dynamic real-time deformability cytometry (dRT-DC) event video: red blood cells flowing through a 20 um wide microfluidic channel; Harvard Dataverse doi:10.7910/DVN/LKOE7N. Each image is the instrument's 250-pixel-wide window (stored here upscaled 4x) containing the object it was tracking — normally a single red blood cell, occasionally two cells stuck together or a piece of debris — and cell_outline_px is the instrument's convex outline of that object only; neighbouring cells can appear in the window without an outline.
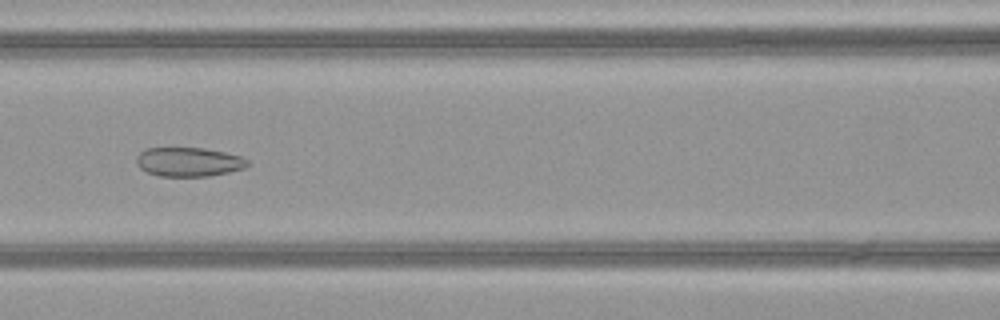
{"species": "common noctule bat (a hibernating species)", "species_latin": "Nyctalus noctula", "temperature_condition": "warm", "stored_images_in_passage": 46, "camera_frame_rate_fps": 3000, "um_per_image_px": 0.085, "animal": {"sex": "female", "body_mass_g": 21.9}, "frame": {"image": 1, "passage_image": 23, "time_ms": 7.333, "image_size_px": [1000, 320], "cell_outline_px": [[248, 164], [244, 168], [228, 172], [208, 176], [160, 176], [148, 172], [140, 168], [136, 164], [136, 156], [140, 152], [148, 148], [204, 148], [224, 152], [240, 156], [248, 160]], "centroid_in_image_um": [16.02, 13.76], "position_along_channel_um": 150.6, "area_um2": 18.73}}
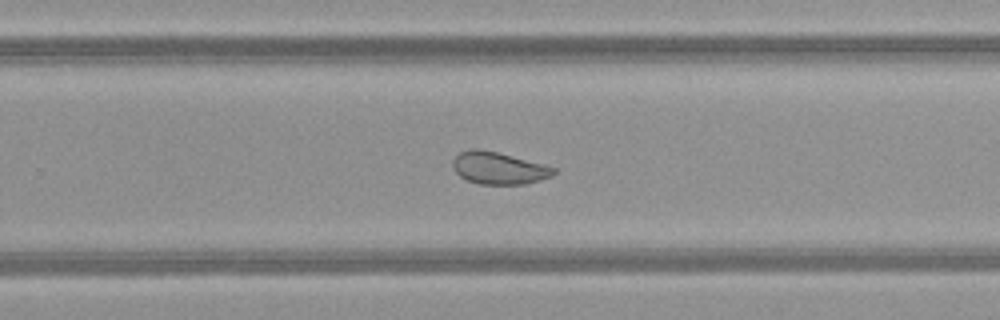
{"frame": {"image": 2, "passage_image": 33, "time_ms": 10.667, "image_size_px": [1000, 320], "cell_outline_px": [[556, 172], [552, 176], [540, 180], [524, 184], [480, 184], [468, 180], [460, 176], [452, 168], [452, 160], [460, 152], [472, 148], [480, 148], [544, 164], [556, 168]], "centroid_in_image_um": [42.38, 14.28], "position_along_channel_um": 287.4, "area_um2": 18.9}}
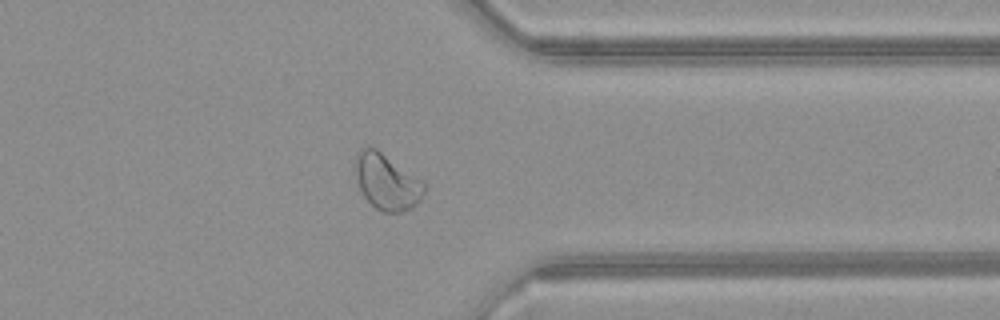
{"frame": {"image": 3, "passage_image": 40, "time_ms": 13.0, "image_size_px": [1000, 320], "cell_outline_px": [[424, 192], [420, 200], [412, 208], [400, 212], [384, 212], [376, 208], [364, 196], [360, 188], [352, 168], [356, 152], [360, 148], [368, 144], [376, 148], [420, 180], [424, 184]], "centroid_in_image_um": [32.8, 15.41], "position_along_channel_um": 378.6, "area_um2": 22.43}}